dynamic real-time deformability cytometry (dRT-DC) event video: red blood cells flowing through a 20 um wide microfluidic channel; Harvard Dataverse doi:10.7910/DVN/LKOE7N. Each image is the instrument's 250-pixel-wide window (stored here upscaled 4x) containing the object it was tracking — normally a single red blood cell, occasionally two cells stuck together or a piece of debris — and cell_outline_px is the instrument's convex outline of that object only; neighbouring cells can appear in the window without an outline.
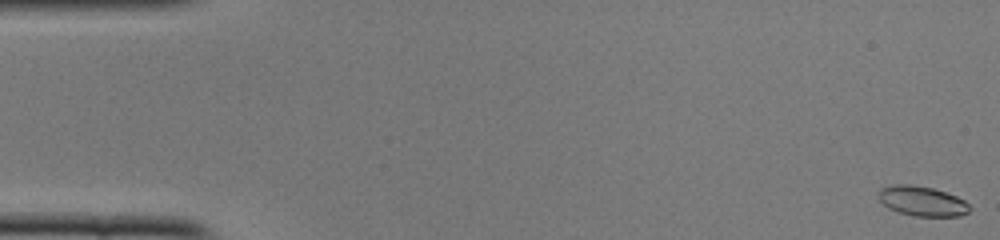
{"species": "common noctule bat (a hibernating species)", "species_latin": "Nyctalus noctula", "temperature_condition": "cold", "stored_images_in_passage": 52, "camera_frame_rate_fps": 3000, "um_per_image_px": 0.085, "animal": {"sex": "female", "body_mass_g": 22.0, "forearm_length_mm": 56.7}, "frame": {"image": 1, "passage_image": 1, "time_ms": 0.0, "image_size_px": [1000, 240], "cell_outline_px": [[972, 208], [968, 212], [960, 216], [912, 216], [888, 208], [880, 200], [880, 188], [892, 184], [912, 184], [932, 188], [956, 196], [964, 200]], "centroid_in_image_um": [78.39, 17.09], "position_along_channel_um": 6.6, "area_um2": 15.78}}
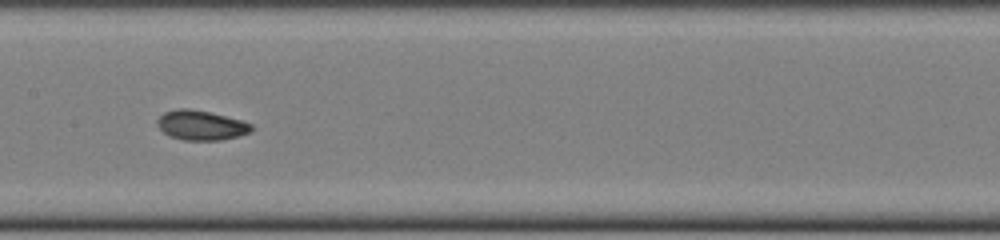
{"frame": {"image": 2, "passage_image": 26, "time_ms": 8.333, "image_size_px": [1000, 240], "cell_outline_px": [[252, 132], [240, 136], [220, 140], [184, 140], [168, 136], [156, 124], [156, 120], [164, 112], [180, 108], [188, 108], [208, 112], [240, 120], [252, 124]], "centroid_in_image_um": [17.08, 10.66], "position_along_channel_um": 190.3, "area_um2": 16.24}}
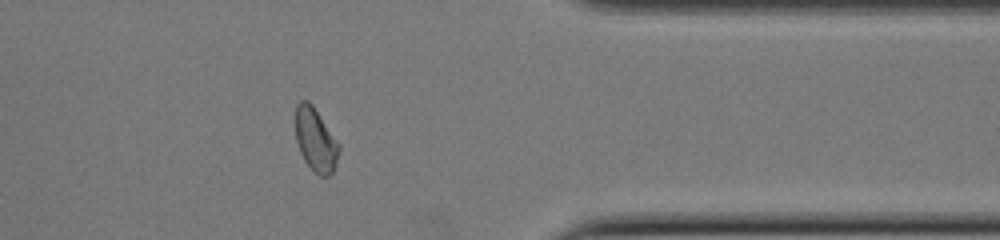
{"frame": {"image": 3, "passage_image": 42, "time_ms": 13.667, "image_size_px": [1000, 240], "cell_outline_px": [[340, 152], [332, 172], [328, 176], [320, 176], [312, 172], [304, 160], [300, 152], [296, 140], [296, 104], [300, 100], [308, 100], [312, 104], [340, 144]], "centroid_in_image_um": [26.83, 11.9], "position_along_channel_um": 384.6, "area_um2": 16.18}, "authors_computed_cell_mechanics": {"area_um2": 16.184, "velocity_mm_per_s": 3.9094, "shape_relaxation_time_tau1_ms": null, "shape_relaxation_time_tau2_ms": 2.463, "deformation_change_tau1": null, "deformation_change_tau2": 0.0642}}